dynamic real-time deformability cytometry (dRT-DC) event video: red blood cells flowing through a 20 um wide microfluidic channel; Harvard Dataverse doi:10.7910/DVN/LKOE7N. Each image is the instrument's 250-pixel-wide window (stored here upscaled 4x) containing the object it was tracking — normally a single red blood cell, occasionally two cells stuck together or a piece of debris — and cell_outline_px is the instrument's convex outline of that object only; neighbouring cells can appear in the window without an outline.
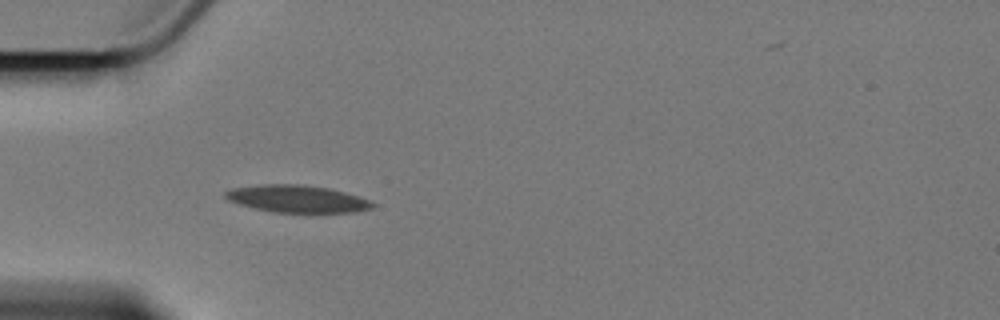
{"species": "Egyptian fruit bat (a non-hibernating species)", "species_latin": "Rousettus aegyptiacus", "temperature_condition": "cold", "stored_images_in_passage": 6, "camera_frame_rate_fps": 3000, "um_per_image_px": 0.085, "animal": {"sex": "female"}, "frame": {"image": 1, "passage_image": 4, "time_ms": 4.333, "image_size_px": [1000, 320], "cell_outline_px": [[376, 204], [372, 208], [356, 212], [272, 212], [240, 204], [228, 200], [224, 196], [224, 192], [232, 188], [260, 184], [300, 184], [332, 188], [372, 200]], "centroid_in_image_um": [25.3, 16.89], "position_along_channel_um": 59.7, "area_um2": 23.52}}
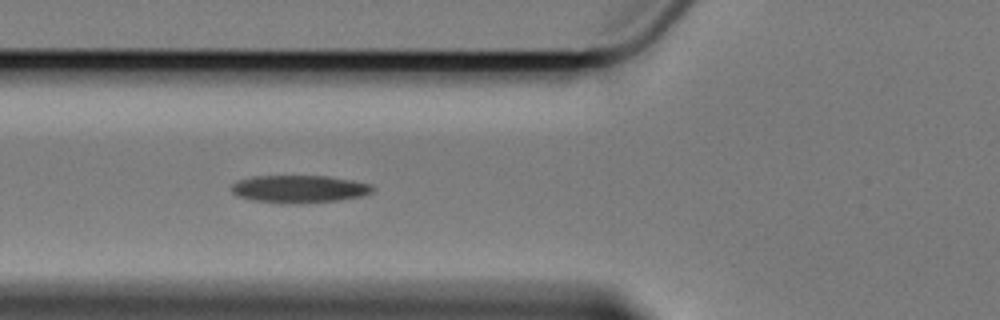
{"frame": {"image": 2, "passage_image": 5, "time_ms": 5.667, "image_size_px": [1000, 320], "cell_outline_px": [[376, 188], [372, 192], [360, 196], [340, 200], [292, 204], [252, 200], [236, 196], [232, 192], [232, 184], [236, 180], [252, 176], [328, 176], [372, 184]], "centroid_in_image_um": [25.42, 16.06], "position_along_channel_um": 100.4, "area_um2": 22.77}}
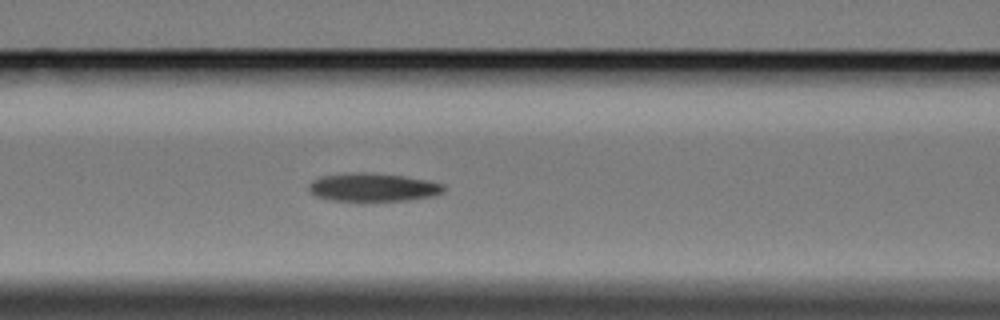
{"frame": {"image": 3, "passage_image": 6, "time_ms": 6.667, "image_size_px": [1000, 320], "cell_outline_px": [[444, 192], [436, 196], [408, 200], [332, 200], [316, 196], [308, 188], [308, 184], [312, 180], [320, 176], [356, 172], [372, 172], [404, 176], [428, 180], [444, 184]], "centroid_in_image_um": [31.74, 15.9], "position_along_channel_um": 134.9, "area_um2": 22.25}}